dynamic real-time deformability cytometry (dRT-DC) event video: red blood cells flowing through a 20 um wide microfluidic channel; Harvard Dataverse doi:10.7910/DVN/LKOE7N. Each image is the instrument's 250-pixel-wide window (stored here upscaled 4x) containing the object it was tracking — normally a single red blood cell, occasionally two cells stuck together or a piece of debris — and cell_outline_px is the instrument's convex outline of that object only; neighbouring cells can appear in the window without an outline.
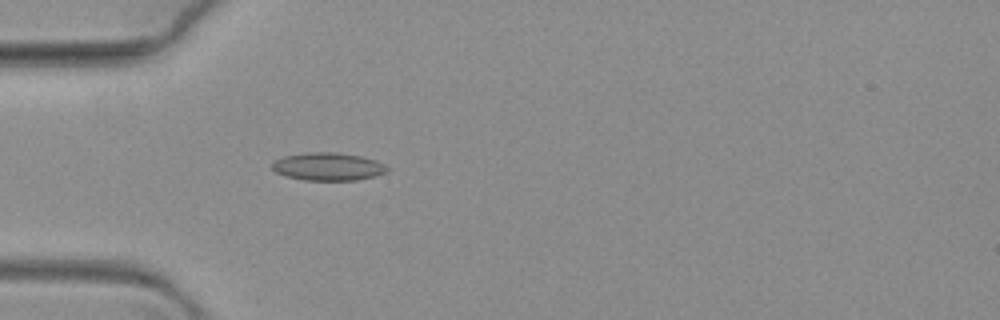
{"species": "common noctule bat (a hibernating species)", "species_latin": "Nyctalus noctula", "temperature_condition": "warm", "stored_images_in_passage": 48, "camera_frame_rate_fps": 3000, "um_per_image_px": 0.085, "animal": {"sex": "female", "body_mass_g": 19.3, "forearm_length_mm": 54.1}, "frame": {"image": 1, "passage_image": 2, "time_ms": 0.333, "image_size_px": [1000, 320], "cell_outline_px": [[388, 172], [376, 176], [356, 180], [304, 180], [288, 176], [276, 172], [272, 168], [272, 164], [276, 160], [284, 156], [308, 152], [336, 152], [360, 156], [376, 160], [384, 164], [388, 168]], "centroid_in_image_um": [27.92, 14.16], "position_along_channel_um": 57.1, "area_um2": 18.61}}
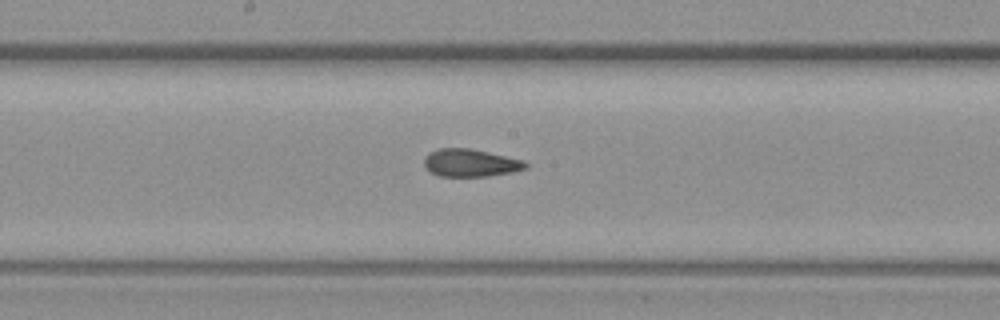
{"frame": {"image": 2, "passage_image": 17, "time_ms": 5.333, "image_size_px": [1000, 320], "cell_outline_px": [[528, 168], [512, 172], [488, 176], [440, 176], [428, 172], [424, 168], [424, 160], [428, 152], [440, 148], [472, 148], [524, 160], [528, 164]], "centroid_in_image_um": [39.98, 13.84], "position_along_channel_um": 208.2, "area_um2": 16.59}}
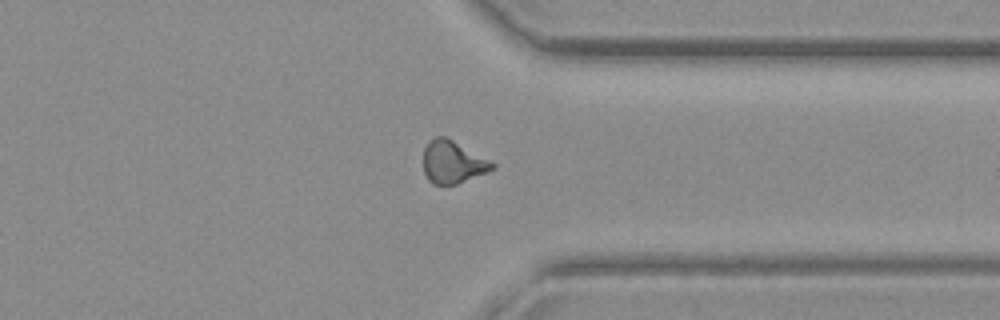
{"frame": {"image": 3, "passage_image": 33, "time_ms": 10.667, "image_size_px": [1000, 320], "cell_outline_px": [[496, 168], [488, 172], [456, 184], [432, 184], [428, 180], [424, 172], [424, 148], [428, 140], [436, 136], [444, 136], [452, 140], [496, 164]], "centroid_in_image_um": [38.46, 13.78], "position_along_channel_um": 372.9, "area_um2": 16.94}}